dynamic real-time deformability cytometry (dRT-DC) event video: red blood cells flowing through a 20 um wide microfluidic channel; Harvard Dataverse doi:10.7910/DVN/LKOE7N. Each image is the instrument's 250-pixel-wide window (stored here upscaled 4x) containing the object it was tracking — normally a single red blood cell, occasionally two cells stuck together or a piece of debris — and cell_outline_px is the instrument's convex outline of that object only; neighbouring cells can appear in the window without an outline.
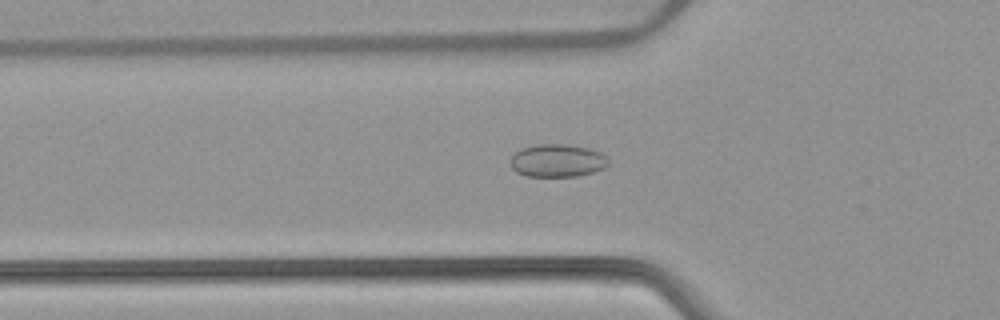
{"species": "common noctule bat (a hibernating species)", "species_latin": "Nyctalus noctula", "temperature_condition": "warm", "stored_images_in_passage": 53, "camera_frame_rate_fps": 3000, "um_per_image_px": 0.085, "animal": {"sex": "female", "body_mass_g": 22.7, "forearm_length_mm": 54.2}, "frame": {"image": 1, "passage_image": 18, "time_ms": 5.667, "image_size_px": [1000, 320], "cell_outline_px": [[608, 164], [604, 168], [592, 172], [576, 176], [524, 176], [516, 172], [512, 168], [508, 160], [520, 148], [536, 144], [568, 144], [588, 148], [600, 152], [608, 160]], "centroid_in_image_um": [47.32, 13.64], "position_along_channel_um": 78.5, "area_um2": 18.84}}
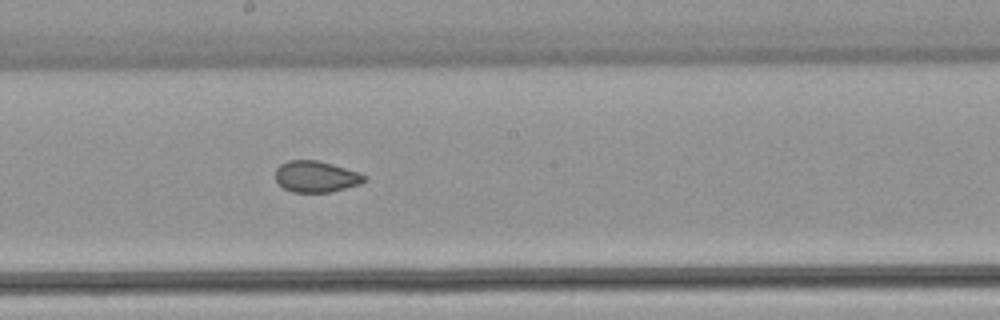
{"frame": {"image": 2, "passage_image": 29, "time_ms": 9.333, "image_size_px": [1000, 320], "cell_outline_px": [[368, 180], [360, 184], [328, 192], [292, 192], [284, 188], [276, 180], [276, 168], [280, 164], [288, 160], [316, 160], [332, 164], [360, 172], [368, 176]], "centroid_in_image_um": [26.89, 15.0], "position_along_channel_um": 221.3, "area_um2": 16.24}}
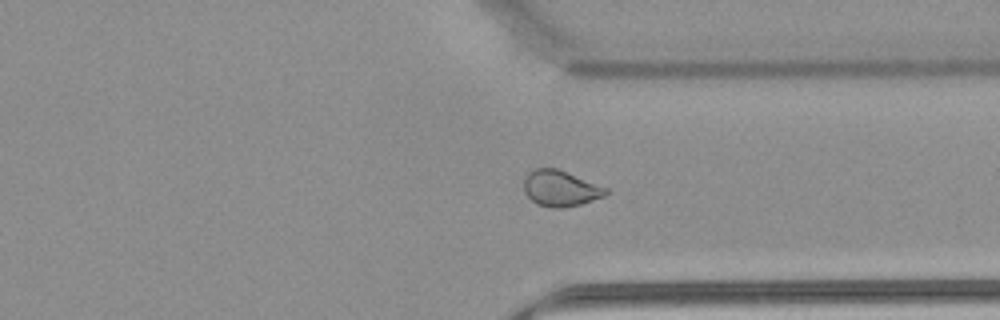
{"frame": {"image": 3, "passage_image": 40, "time_ms": 13.0, "image_size_px": [1000, 320], "cell_outline_px": [[608, 192], [604, 196], [580, 204], [560, 208], [552, 208], [536, 204], [524, 192], [524, 180], [528, 172], [536, 168], [556, 168], [608, 188]], "centroid_in_image_um": [47.62, 16.01], "position_along_channel_um": 363.8, "area_um2": 16.99}, "authors_computed_cell_mechanics": {"area_um2": 18.8428, "velocity_mm_per_s": 3.8792, "shape_relaxation_time_tau1_ms": null, "shape_relaxation_time_tau2_ms": 1.4971, "deformation_change_tau1": null, "deformation_change_tau2": 0.0508}}